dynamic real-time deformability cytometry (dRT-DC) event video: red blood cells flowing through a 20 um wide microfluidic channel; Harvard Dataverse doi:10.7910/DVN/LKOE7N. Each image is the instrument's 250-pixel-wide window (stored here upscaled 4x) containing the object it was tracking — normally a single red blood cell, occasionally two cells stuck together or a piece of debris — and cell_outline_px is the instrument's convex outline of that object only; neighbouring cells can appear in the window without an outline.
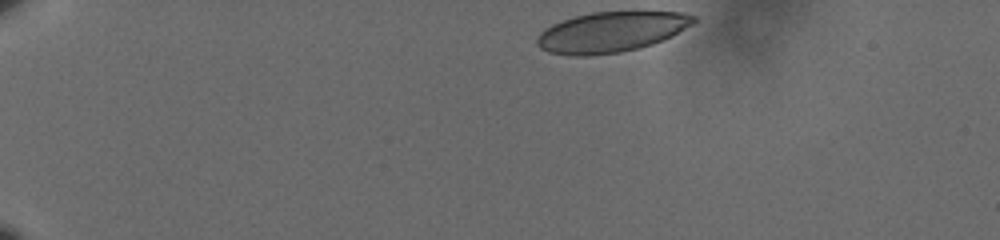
{"species": "human", "species_latin": "Homo sapiens", "temperature_condition": "cold", "stored_images_in_passage": 43, "camera_frame_rate_fps": 3000, "um_per_image_px": 0.085, "donor": {"sex": "male"}, "frame": {"image": 1, "passage_image": 1, "time_ms": 0.0, "image_size_px": [1000, 240], "cell_outline_px": [[696, 20], [692, 24], [672, 36], [652, 44], [620, 52], [588, 56], [568, 56], [548, 52], [540, 48], [536, 44], [536, 40], [540, 32], [544, 28], [552, 24], [576, 16], [592, 12], [680, 12], [696, 16]], "centroid_in_image_um": [51.91, 2.73], "position_along_channel_um": 33.1, "area_um2": 36.7}}
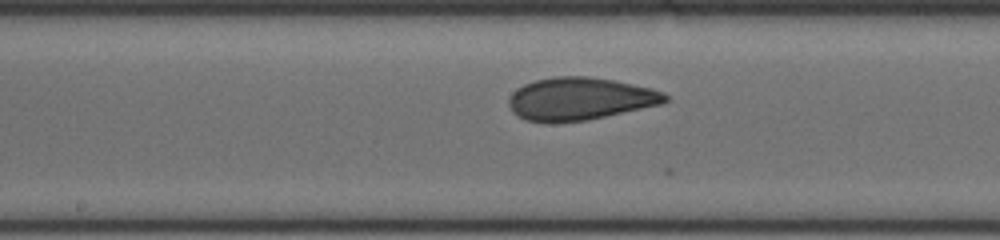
{"frame": {"image": 2, "passage_image": 23, "time_ms": 7.333, "image_size_px": [1000, 240], "cell_outline_px": [[668, 100], [664, 104], [584, 120], [528, 120], [512, 112], [508, 104], [508, 100], [512, 92], [516, 88], [524, 84], [536, 80], [556, 76], [588, 76], [612, 80], [652, 88], [664, 92], [668, 96]], "centroid_in_image_um": [49.33, 8.36], "position_along_channel_um": 198.9, "area_um2": 38.15}}
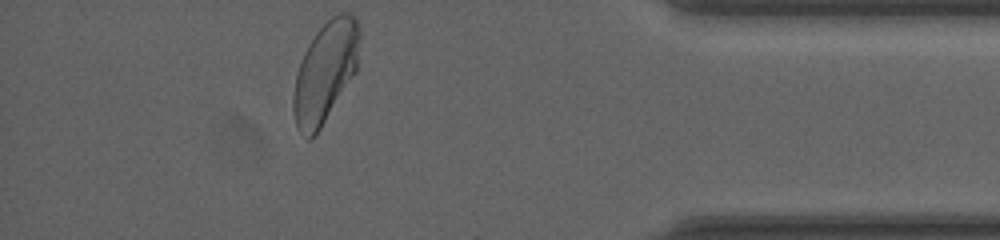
{"frame": {"image": 3, "passage_image": 43, "time_ms": 14.0, "image_size_px": [1000, 240], "cell_outline_px": [[360, 36], [356, 72], [320, 128], [308, 140], [296, 128], [292, 108], [292, 100], [296, 76], [304, 52], [308, 44], [316, 32], [332, 16], [340, 12], [348, 12], [356, 20], [360, 28]], "centroid_in_image_um": [27.64, 6.12], "position_along_channel_um": 407.6, "area_um2": 38.49}, "authors_computed_cell_mechanics": {"area_um2": 38.2058, "velocity_mm_per_s": 3.5692, "shape_relaxation_time_tau1_ms": 10.4752, "shape_relaxation_time_tau2_ms": 0.9922, "deformation_change_tau1": 0.2079, "deformation_change_tau2": 0.0606}}